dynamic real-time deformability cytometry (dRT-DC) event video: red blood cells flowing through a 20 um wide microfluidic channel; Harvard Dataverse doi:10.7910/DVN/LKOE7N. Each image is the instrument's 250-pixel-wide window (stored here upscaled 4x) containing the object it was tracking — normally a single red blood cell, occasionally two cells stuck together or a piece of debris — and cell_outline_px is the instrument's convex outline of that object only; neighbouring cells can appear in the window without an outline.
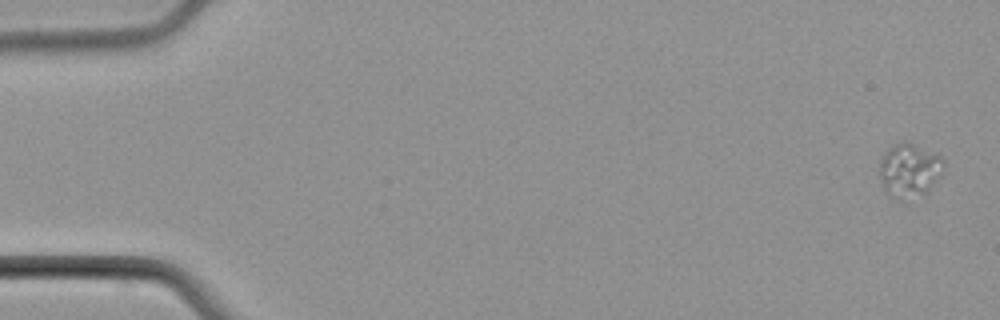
{"species": "common noctule bat (a hibernating species)", "species_latin": "Nyctalus noctula", "temperature_condition": "cold", "stored_images_in_passage": 5, "camera_frame_rate_fps": 3000, "um_per_image_px": 0.085, "animal": {"sex": "male", "body_mass_g": 21.5, "forearm_length_mm": 52.0}, "frame": {"image": 1, "passage_image": 1, "time_ms": 0.0, "image_size_px": [1000, 320], "cell_outline_px": [[944, 160], [924, 192], [900, 200], [884, 188], [880, 176], [880, 164], [884, 152], [896, 144], [904, 140], [936, 152]], "centroid_in_image_um": [77.22, 14.38], "position_along_channel_um": 7.8, "area_um2": 18.73}}
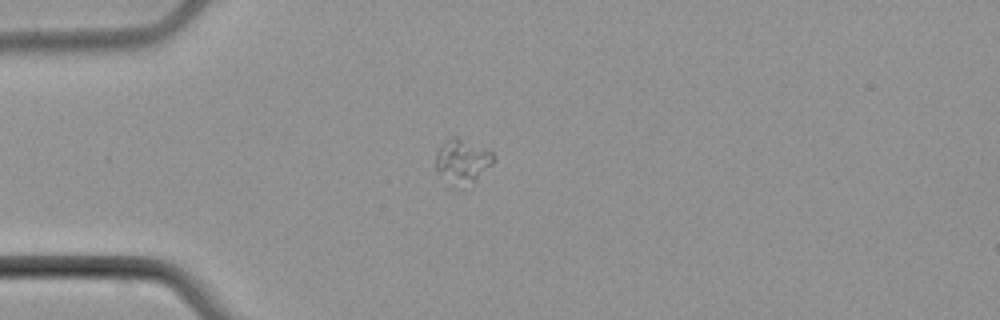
{"frame": {"image": 2, "passage_image": 5, "time_ms": 4.667, "image_size_px": [1000, 320], "cell_outline_px": [[496, 156], [492, 164], [472, 180], [440, 172], [436, 168], [436, 152], [452, 136], [456, 136], [492, 152]], "centroid_in_image_um": [39.36, 13.48], "position_along_channel_um": 45.6, "area_um2": 12.6}}